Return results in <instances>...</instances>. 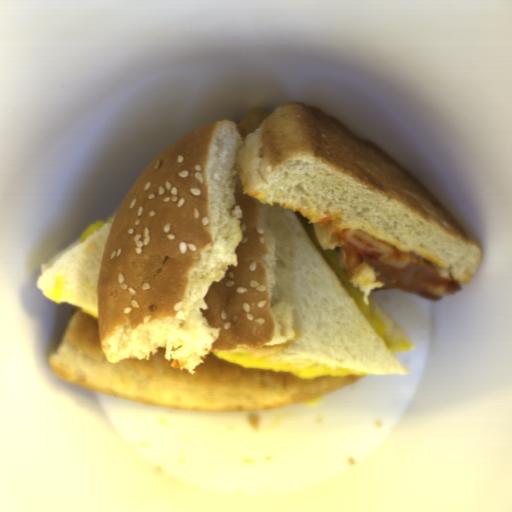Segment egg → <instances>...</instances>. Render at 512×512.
I'll list each match as a JSON object with an SVG mask.
<instances>
[{"label": "egg", "instance_id": "obj_1", "mask_svg": "<svg viewBox=\"0 0 512 512\" xmlns=\"http://www.w3.org/2000/svg\"><path fill=\"white\" fill-rule=\"evenodd\" d=\"M212 352L239 366L250 369L291 371L295 374L297 380L354 376V371L347 368L325 367L275 351L270 345L252 348H217Z\"/></svg>", "mask_w": 512, "mask_h": 512}, {"label": "egg", "instance_id": "obj_2", "mask_svg": "<svg viewBox=\"0 0 512 512\" xmlns=\"http://www.w3.org/2000/svg\"><path fill=\"white\" fill-rule=\"evenodd\" d=\"M361 293L363 302L368 307L369 296L374 288H382V282L377 281V273L365 262L358 266L349 281Z\"/></svg>", "mask_w": 512, "mask_h": 512}]
</instances>
